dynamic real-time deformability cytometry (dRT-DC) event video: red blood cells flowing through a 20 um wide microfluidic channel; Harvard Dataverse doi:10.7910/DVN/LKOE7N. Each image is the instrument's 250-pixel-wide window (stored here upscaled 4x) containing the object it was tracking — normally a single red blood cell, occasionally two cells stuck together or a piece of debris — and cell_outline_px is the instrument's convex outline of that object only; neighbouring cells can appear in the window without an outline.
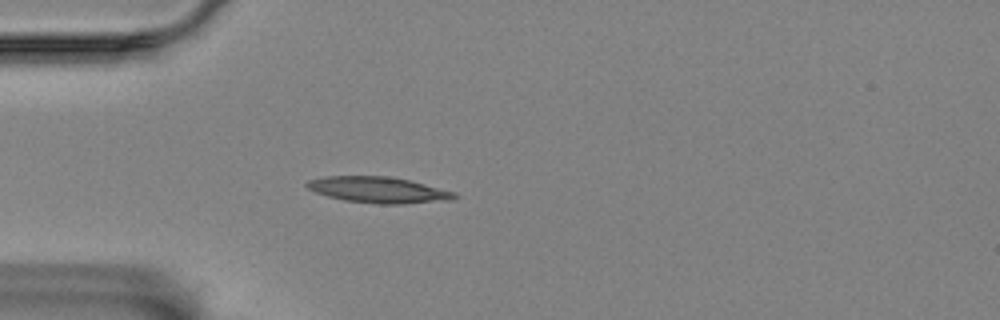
{"species": "Egyptian fruit bat (a non-hibernating species)", "species_latin": "Rousettus aegyptiacus", "temperature_condition": "room temperature", "stored_images_in_passage": 12, "camera_frame_rate_fps": 3000, "um_per_image_px": 0.085, "animal": {"sex": "female"}, "frame": {"image": 1, "passage_image": 7, "time_ms": 2.0, "image_size_px": [1000, 320], "cell_outline_px": [[456, 196], [452, 200], [404, 204], [380, 204], [344, 200], [328, 196], [316, 192], [308, 188], [304, 184], [308, 180], [324, 176], [392, 176], [456, 192]], "centroid_in_image_um": [32.16, 16.14], "position_along_channel_um": 52.8, "area_um2": 22.37}}
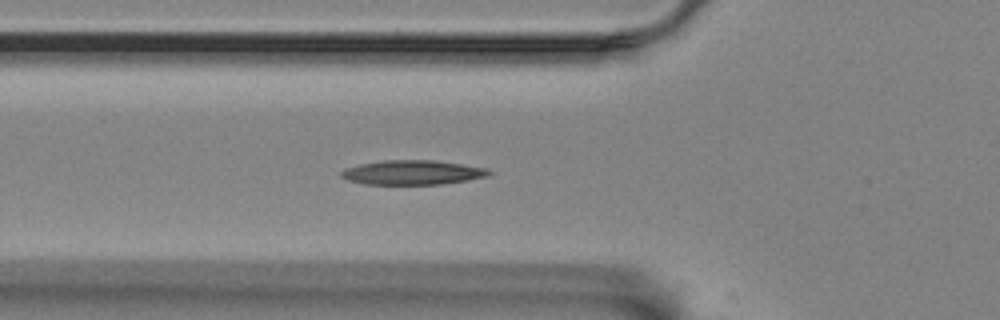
{"frame": {"image": 2, "passage_image": 11, "time_ms": 3.333, "image_size_px": [1000, 320], "cell_outline_px": [[492, 172], [488, 176], [468, 180], [440, 184], [364, 184], [348, 180], [340, 176], [340, 172], [348, 168], [360, 164], [384, 160], [436, 160], [488, 168]], "centroid_in_image_um": [35.09, 14.66], "position_along_channel_um": 90.7, "area_um2": 20.98}}